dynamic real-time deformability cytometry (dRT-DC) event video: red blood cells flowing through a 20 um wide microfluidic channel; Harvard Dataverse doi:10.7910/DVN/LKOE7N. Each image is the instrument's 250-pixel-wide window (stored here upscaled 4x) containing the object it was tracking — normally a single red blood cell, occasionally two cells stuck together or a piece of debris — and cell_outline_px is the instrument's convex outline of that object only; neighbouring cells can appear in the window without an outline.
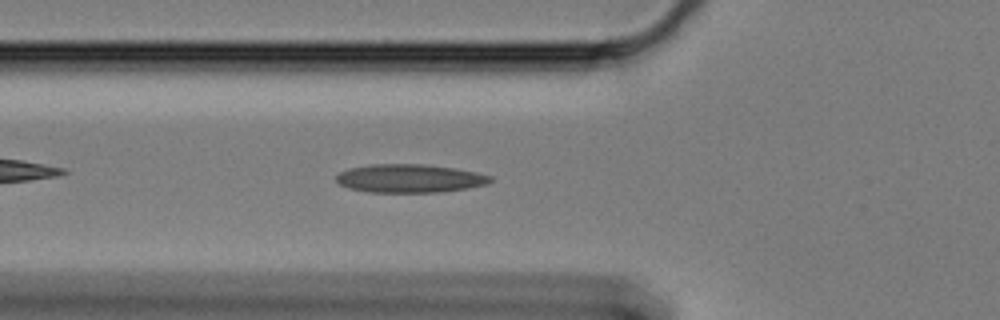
{"species": "Egyptian fruit bat (a non-hibernating species)", "species_latin": "Rousettus aegyptiacus", "temperature_condition": "cold", "stored_images_in_passage": 40, "camera_frame_rate_fps": 3000, "um_per_image_px": 0.085, "animal": {"sex": "female"}, "frame": {"image": 1, "passage_image": 9, "time_ms": 2.667, "image_size_px": [1000, 320], "cell_outline_px": [[492, 180], [488, 184], [468, 188], [440, 192], [368, 192], [348, 188], [340, 184], [336, 180], [336, 176], [340, 172], [348, 168], [368, 164], [424, 164], [456, 168], [476, 172], [492, 176]], "centroid_in_image_um": [34.82, 15.16], "position_along_channel_um": 91.0, "area_um2": 25.66}}
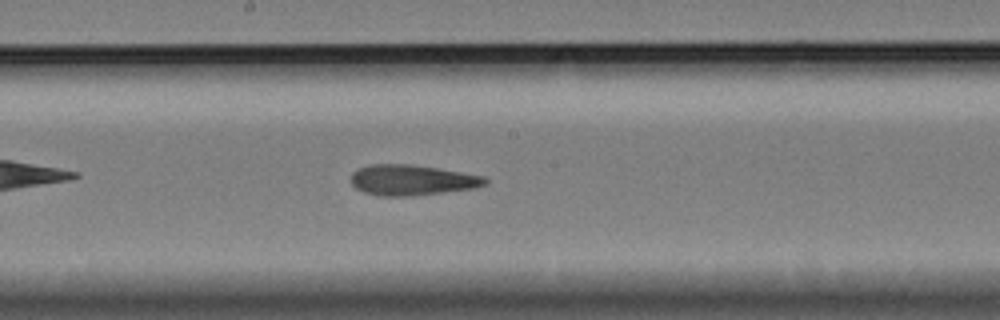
{"frame": {"image": 2, "passage_image": 20, "time_ms": 6.333, "image_size_px": [1000, 320], "cell_outline_px": [[488, 184], [476, 188], [412, 196], [380, 196], [364, 192], [356, 188], [352, 184], [352, 172], [360, 168], [372, 164], [408, 164], [436, 168], [484, 176], [488, 180]], "centroid_in_image_um": [35.03, 15.31], "position_along_channel_um": 213.2, "area_um2": 23.76}}
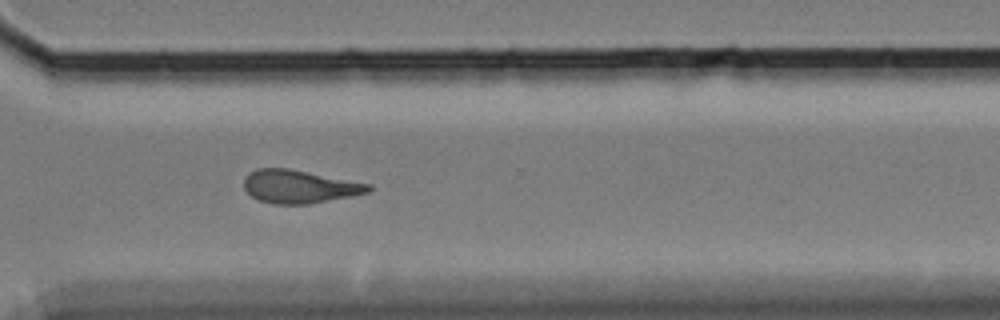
{"frame": {"image": 3, "passage_image": 32, "time_ms": 10.333, "image_size_px": [1000, 320], "cell_outline_px": [[372, 188], [368, 192], [352, 196], [308, 204], [272, 204], [260, 200], [252, 196], [244, 188], [244, 176], [248, 172], [256, 168], [288, 168], [372, 184]], "centroid_in_image_um": [25.43, 15.85], "position_along_channel_um": 345.2, "area_um2": 24.1}, "authors_computed_cell_mechanics": {"area_um2": 24.1315, "velocity_mm_per_s": 3.3069, "shape_relaxation_time_tau1_ms": null, "shape_relaxation_time_tau2_ms": 3.8515, "deformation_change_tau1": null, "deformation_change_tau2": 0.1201}}